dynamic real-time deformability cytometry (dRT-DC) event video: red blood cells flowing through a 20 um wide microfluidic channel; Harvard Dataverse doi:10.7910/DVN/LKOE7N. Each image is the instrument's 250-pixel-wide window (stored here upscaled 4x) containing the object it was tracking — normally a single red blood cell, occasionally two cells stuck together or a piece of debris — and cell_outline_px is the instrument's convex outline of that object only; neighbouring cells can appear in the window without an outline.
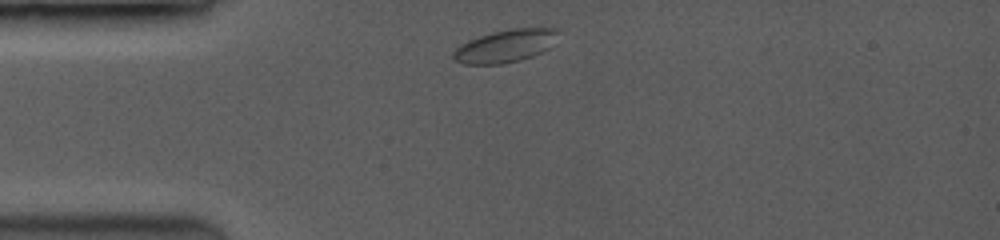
{"species": "common noctule bat (a hibernating species)", "species_latin": "Nyctalus noctula", "temperature_condition": "room temperature", "stored_images_in_passage": 3, "camera_frame_rate_fps": 3500, "um_per_image_px": 0.085, "animal": {"sex": "female", "body_mass_g": 19.0, "forearm_length_mm": 53.3}, "frame": {"image": 1, "passage_image": 1, "time_ms": 0.0, "image_size_px": [1000, 240], "cell_outline_px": [[556, 32], [548, 48], [532, 56], [520, 60], [500, 64], [464, 64], [456, 60], [452, 56], [452, 52], [456, 48], [480, 36], [492, 32], [512, 28], [552, 28]], "centroid_in_image_um": [42.9, 3.92], "position_along_channel_um": 42.1, "area_um2": 19.25}}